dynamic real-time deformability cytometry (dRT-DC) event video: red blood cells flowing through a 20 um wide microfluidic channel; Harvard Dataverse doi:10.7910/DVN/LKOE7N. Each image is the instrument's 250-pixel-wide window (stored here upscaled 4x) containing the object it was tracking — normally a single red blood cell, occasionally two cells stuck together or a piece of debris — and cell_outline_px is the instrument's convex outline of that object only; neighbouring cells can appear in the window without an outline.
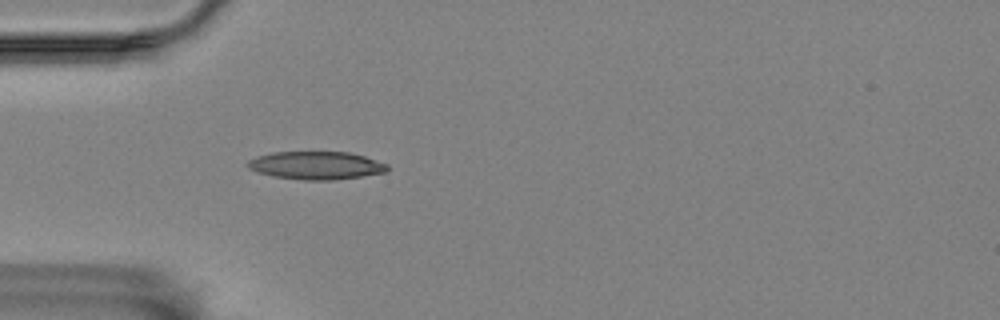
{"species": "Egyptian fruit bat (a non-hibernating species)", "species_latin": "Rousettus aegyptiacus", "temperature_condition": "room temperature", "stored_images_in_passage": 40, "camera_frame_rate_fps": 3000, "um_per_image_px": 0.085, "animal": {"sex": "female"}, "frame": {"image": 1, "passage_image": 1, "time_ms": 0.0, "image_size_px": [1000, 320], "cell_outline_px": [[388, 172], [332, 180], [304, 180], [272, 176], [248, 168], [248, 160], [256, 156], [272, 152], [348, 152], [364, 156], [388, 164]], "centroid_in_image_um": [26.88, 14.06], "position_along_channel_um": 58.1, "area_um2": 22.66}}
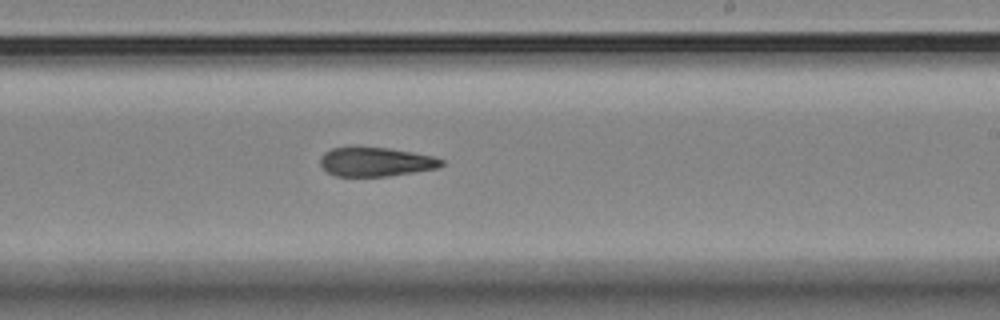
{"frame": {"image": 2, "passage_image": 18, "time_ms": 5.667, "image_size_px": [1000, 320], "cell_outline_px": [[444, 164], [436, 168], [388, 176], [336, 176], [328, 172], [320, 164], [320, 156], [324, 152], [332, 148], [388, 148], [412, 152], [432, 156], [444, 160]], "centroid_in_image_um": [31.93, 13.76], "position_along_channel_um": 257.1, "area_um2": 20.17}}
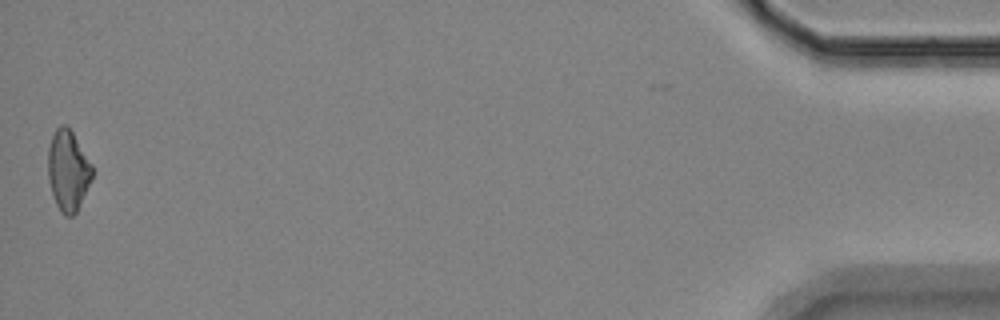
{"frame": {"image": 3, "passage_image": 40, "time_ms": 13.0, "image_size_px": [1000, 320], "cell_outline_px": [[92, 180], [76, 212], [72, 216], [64, 216], [60, 212], [56, 204], [48, 180], [48, 148], [52, 136], [56, 128], [60, 124], [64, 124], [72, 132], [92, 164]], "centroid_in_image_um": [5.78, 14.51], "position_along_channel_um": 429.4, "area_um2": 20.69}, "authors_computed_cell_mechanics": {"area_um2": 21.2704, "velocity_mm_per_s": 3.577, "shape_relaxation_time_tau1_ms": null, "shape_relaxation_time_tau2_ms": 5.2904, "deformation_change_tau1": null, "deformation_change_tau2": 0.153}}